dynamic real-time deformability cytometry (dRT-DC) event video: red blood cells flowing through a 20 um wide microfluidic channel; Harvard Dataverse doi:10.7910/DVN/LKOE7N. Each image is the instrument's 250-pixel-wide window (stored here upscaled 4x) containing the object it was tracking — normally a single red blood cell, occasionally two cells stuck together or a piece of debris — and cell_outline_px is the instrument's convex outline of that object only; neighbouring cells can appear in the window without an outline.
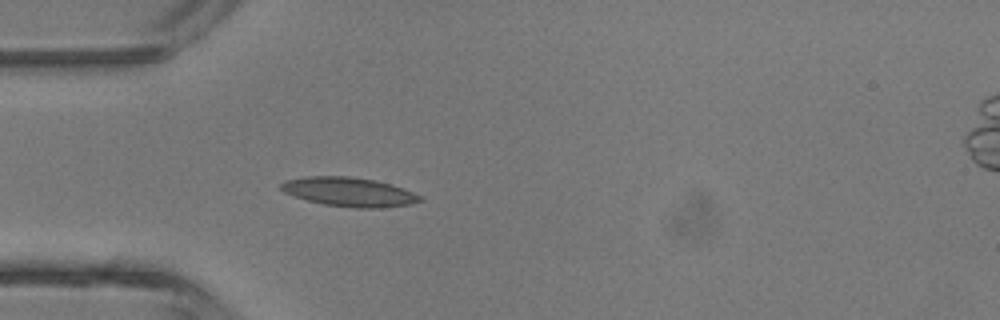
{"species": "common noctule bat (a hibernating species)", "species_latin": "Nyctalus noctula", "temperature_condition": "room temperature", "stored_images_in_passage": 2, "camera_frame_rate_fps": 3000, "um_per_image_px": 0.085, "animal": {"sex": "male", "body_mass_g": 13.3}, "frame": {"image": 1, "passage_image": 2, "time_ms": 2.333, "image_size_px": [1000, 320], "cell_outline_px": [[424, 200], [412, 204], [380, 208], [356, 208], [324, 204], [308, 200], [284, 192], [280, 188], [280, 184], [284, 180], [304, 176], [348, 176], [376, 180], [412, 192], [420, 196]], "centroid_in_image_um": [29.65, 16.31], "position_along_channel_um": 55.3, "area_um2": 23.41}}